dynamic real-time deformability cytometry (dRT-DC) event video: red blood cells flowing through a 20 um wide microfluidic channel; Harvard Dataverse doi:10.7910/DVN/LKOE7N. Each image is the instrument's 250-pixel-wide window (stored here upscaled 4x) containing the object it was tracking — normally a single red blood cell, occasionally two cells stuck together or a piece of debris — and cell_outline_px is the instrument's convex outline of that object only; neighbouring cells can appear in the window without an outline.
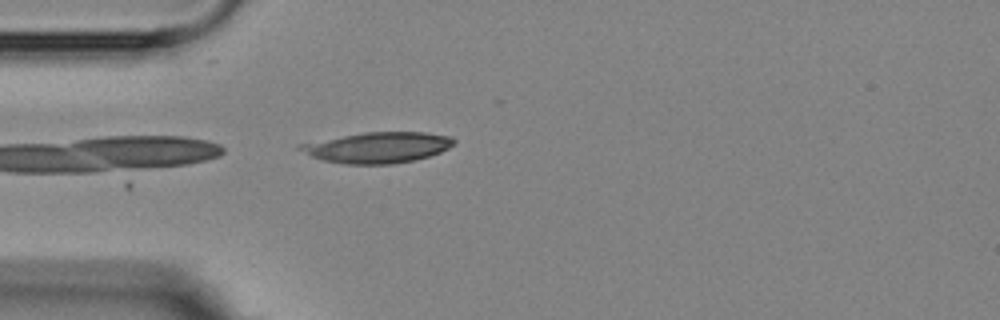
{"species": "Egyptian fruit bat (a non-hibernating species)", "species_latin": "Rousettus aegyptiacus", "temperature_condition": "room temperature", "stored_images_in_passage": 3, "camera_frame_rate_fps": 3000, "um_per_image_px": 0.085, "animal": {"sex": "female"}, "frame": {"image": 1, "passage_image": 2, "time_ms": 2.0, "image_size_px": [1000, 320], "cell_outline_px": [[456, 144], [440, 152], [428, 156], [412, 160], [392, 164], [344, 164], [324, 160], [312, 156], [296, 148], [296, 144], [364, 132], [424, 132], [452, 136], [456, 140]], "centroid_in_image_um": [32.11, 12.52], "position_along_channel_um": 52.9, "area_um2": 27.57}}